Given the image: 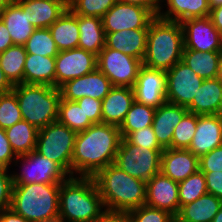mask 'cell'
<instances>
[{
	"label": "cell",
	"mask_w": 222,
	"mask_h": 222,
	"mask_svg": "<svg viewBox=\"0 0 222 222\" xmlns=\"http://www.w3.org/2000/svg\"><path fill=\"white\" fill-rule=\"evenodd\" d=\"M178 188L180 208L208 193L204 173L200 170L179 182Z\"/></svg>",
	"instance_id": "37"
},
{
	"label": "cell",
	"mask_w": 222,
	"mask_h": 222,
	"mask_svg": "<svg viewBox=\"0 0 222 222\" xmlns=\"http://www.w3.org/2000/svg\"><path fill=\"white\" fill-rule=\"evenodd\" d=\"M149 28L125 29L107 33L105 46L143 61Z\"/></svg>",
	"instance_id": "23"
},
{
	"label": "cell",
	"mask_w": 222,
	"mask_h": 222,
	"mask_svg": "<svg viewBox=\"0 0 222 222\" xmlns=\"http://www.w3.org/2000/svg\"><path fill=\"white\" fill-rule=\"evenodd\" d=\"M221 52H201L183 49L182 59L199 77L203 79L217 78Z\"/></svg>",
	"instance_id": "31"
},
{
	"label": "cell",
	"mask_w": 222,
	"mask_h": 222,
	"mask_svg": "<svg viewBox=\"0 0 222 222\" xmlns=\"http://www.w3.org/2000/svg\"><path fill=\"white\" fill-rule=\"evenodd\" d=\"M201 172H222V145L199 158Z\"/></svg>",
	"instance_id": "43"
},
{
	"label": "cell",
	"mask_w": 222,
	"mask_h": 222,
	"mask_svg": "<svg viewBox=\"0 0 222 222\" xmlns=\"http://www.w3.org/2000/svg\"><path fill=\"white\" fill-rule=\"evenodd\" d=\"M0 19L8 29L14 45L24 46L36 29L30 23L27 11H23L16 2L0 11Z\"/></svg>",
	"instance_id": "25"
},
{
	"label": "cell",
	"mask_w": 222,
	"mask_h": 222,
	"mask_svg": "<svg viewBox=\"0 0 222 222\" xmlns=\"http://www.w3.org/2000/svg\"><path fill=\"white\" fill-rule=\"evenodd\" d=\"M188 112L196 115H215L222 113V83L217 79H204Z\"/></svg>",
	"instance_id": "24"
},
{
	"label": "cell",
	"mask_w": 222,
	"mask_h": 222,
	"mask_svg": "<svg viewBox=\"0 0 222 222\" xmlns=\"http://www.w3.org/2000/svg\"><path fill=\"white\" fill-rule=\"evenodd\" d=\"M212 222H222V205L215 217L212 219Z\"/></svg>",
	"instance_id": "56"
},
{
	"label": "cell",
	"mask_w": 222,
	"mask_h": 222,
	"mask_svg": "<svg viewBox=\"0 0 222 222\" xmlns=\"http://www.w3.org/2000/svg\"><path fill=\"white\" fill-rule=\"evenodd\" d=\"M14 45L3 21L0 19V53L4 52L7 48Z\"/></svg>",
	"instance_id": "50"
},
{
	"label": "cell",
	"mask_w": 222,
	"mask_h": 222,
	"mask_svg": "<svg viewBox=\"0 0 222 222\" xmlns=\"http://www.w3.org/2000/svg\"><path fill=\"white\" fill-rule=\"evenodd\" d=\"M117 0H68V8L76 15L102 18Z\"/></svg>",
	"instance_id": "39"
},
{
	"label": "cell",
	"mask_w": 222,
	"mask_h": 222,
	"mask_svg": "<svg viewBox=\"0 0 222 222\" xmlns=\"http://www.w3.org/2000/svg\"><path fill=\"white\" fill-rule=\"evenodd\" d=\"M36 29L49 28L68 8V0H15Z\"/></svg>",
	"instance_id": "20"
},
{
	"label": "cell",
	"mask_w": 222,
	"mask_h": 222,
	"mask_svg": "<svg viewBox=\"0 0 222 222\" xmlns=\"http://www.w3.org/2000/svg\"><path fill=\"white\" fill-rule=\"evenodd\" d=\"M220 145H222L220 114L197 115L196 132L187 149L200 158Z\"/></svg>",
	"instance_id": "18"
},
{
	"label": "cell",
	"mask_w": 222,
	"mask_h": 222,
	"mask_svg": "<svg viewBox=\"0 0 222 222\" xmlns=\"http://www.w3.org/2000/svg\"><path fill=\"white\" fill-rule=\"evenodd\" d=\"M221 134H222V113L220 114Z\"/></svg>",
	"instance_id": "60"
},
{
	"label": "cell",
	"mask_w": 222,
	"mask_h": 222,
	"mask_svg": "<svg viewBox=\"0 0 222 222\" xmlns=\"http://www.w3.org/2000/svg\"><path fill=\"white\" fill-rule=\"evenodd\" d=\"M142 61L106 46L97 55V68L113 86L133 88Z\"/></svg>",
	"instance_id": "10"
},
{
	"label": "cell",
	"mask_w": 222,
	"mask_h": 222,
	"mask_svg": "<svg viewBox=\"0 0 222 222\" xmlns=\"http://www.w3.org/2000/svg\"><path fill=\"white\" fill-rule=\"evenodd\" d=\"M23 120L18 99L13 91L0 95V128L6 130Z\"/></svg>",
	"instance_id": "40"
},
{
	"label": "cell",
	"mask_w": 222,
	"mask_h": 222,
	"mask_svg": "<svg viewBox=\"0 0 222 222\" xmlns=\"http://www.w3.org/2000/svg\"><path fill=\"white\" fill-rule=\"evenodd\" d=\"M76 132L55 121L38 132L35 151L59 164L71 176Z\"/></svg>",
	"instance_id": "7"
},
{
	"label": "cell",
	"mask_w": 222,
	"mask_h": 222,
	"mask_svg": "<svg viewBox=\"0 0 222 222\" xmlns=\"http://www.w3.org/2000/svg\"><path fill=\"white\" fill-rule=\"evenodd\" d=\"M169 7L160 11L158 17L168 21L182 22L192 18L207 17L210 14L208 0H165ZM164 12V13H163Z\"/></svg>",
	"instance_id": "30"
},
{
	"label": "cell",
	"mask_w": 222,
	"mask_h": 222,
	"mask_svg": "<svg viewBox=\"0 0 222 222\" xmlns=\"http://www.w3.org/2000/svg\"><path fill=\"white\" fill-rule=\"evenodd\" d=\"M18 99L23 120L38 130L57 121L61 92L48 85L16 84L12 90Z\"/></svg>",
	"instance_id": "6"
},
{
	"label": "cell",
	"mask_w": 222,
	"mask_h": 222,
	"mask_svg": "<svg viewBox=\"0 0 222 222\" xmlns=\"http://www.w3.org/2000/svg\"><path fill=\"white\" fill-rule=\"evenodd\" d=\"M133 91L135 101L157 109L166 102V71L142 65Z\"/></svg>",
	"instance_id": "15"
},
{
	"label": "cell",
	"mask_w": 222,
	"mask_h": 222,
	"mask_svg": "<svg viewBox=\"0 0 222 222\" xmlns=\"http://www.w3.org/2000/svg\"><path fill=\"white\" fill-rule=\"evenodd\" d=\"M155 17L145 7L117 1L102 17V25L106 35L125 29L149 28Z\"/></svg>",
	"instance_id": "12"
},
{
	"label": "cell",
	"mask_w": 222,
	"mask_h": 222,
	"mask_svg": "<svg viewBox=\"0 0 222 222\" xmlns=\"http://www.w3.org/2000/svg\"><path fill=\"white\" fill-rule=\"evenodd\" d=\"M93 178L106 210L129 212L145 205L146 181L128 175L114 163Z\"/></svg>",
	"instance_id": "2"
},
{
	"label": "cell",
	"mask_w": 222,
	"mask_h": 222,
	"mask_svg": "<svg viewBox=\"0 0 222 222\" xmlns=\"http://www.w3.org/2000/svg\"><path fill=\"white\" fill-rule=\"evenodd\" d=\"M128 143L151 150H164L158 143L152 126L129 133L124 138Z\"/></svg>",
	"instance_id": "42"
},
{
	"label": "cell",
	"mask_w": 222,
	"mask_h": 222,
	"mask_svg": "<svg viewBox=\"0 0 222 222\" xmlns=\"http://www.w3.org/2000/svg\"><path fill=\"white\" fill-rule=\"evenodd\" d=\"M203 81L184 62H177L166 71V102L187 108Z\"/></svg>",
	"instance_id": "11"
},
{
	"label": "cell",
	"mask_w": 222,
	"mask_h": 222,
	"mask_svg": "<svg viewBox=\"0 0 222 222\" xmlns=\"http://www.w3.org/2000/svg\"><path fill=\"white\" fill-rule=\"evenodd\" d=\"M112 87L108 77L96 68L84 76L66 82L59 89L61 99L77 101L86 96L102 101Z\"/></svg>",
	"instance_id": "16"
},
{
	"label": "cell",
	"mask_w": 222,
	"mask_h": 222,
	"mask_svg": "<svg viewBox=\"0 0 222 222\" xmlns=\"http://www.w3.org/2000/svg\"><path fill=\"white\" fill-rule=\"evenodd\" d=\"M97 68V56L81 48L59 51L55 57V87Z\"/></svg>",
	"instance_id": "14"
},
{
	"label": "cell",
	"mask_w": 222,
	"mask_h": 222,
	"mask_svg": "<svg viewBox=\"0 0 222 222\" xmlns=\"http://www.w3.org/2000/svg\"><path fill=\"white\" fill-rule=\"evenodd\" d=\"M60 185H13L10 208L29 222L59 217Z\"/></svg>",
	"instance_id": "5"
},
{
	"label": "cell",
	"mask_w": 222,
	"mask_h": 222,
	"mask_svg": "<svg viewBox=\"0 0 222 222\" xmlns=\"http://www.w3.org/2000/svg\"><path fill=\"white\" fill-rule=\"evenodd\" d=\"M16 158L17 155L9 143L5 130L0 128V168L9 169L12 160L15 161Z\"/></svg>",
	"instance_id": "46"
},
{
	"label": "cell",
	"mask_w": 222,
	"mask_h": 222,
	"mask_svg": "<svg viewBox=\"0 0 222 222\" xmlns=\"http://www.w3.org/2000/svg\"><path fill=\"white\" fill-rule=\"evenodd\" d=\"M222 205V200L213 194H205L183 205L176 216L182 222H212Z\"/></svg>",
	"instance_id": "29"
},
{
	"label": "cell",
	"mask_w": 222,
	"mask_h": 222,
	"mask_svg": "<svg viewBox=\"0 0 222 222\" xmlns=\"http://www.w3.org/2000/svg\"><path fill=\"white\" fill-rule=\"evenodd\" d=\"M207 192L222 200V172H203Z\"/></svg>",
	"instance_id": "47"
},
{
	"label": "cell",
	"mask_w": 222,
	"mask_h": 222,
	"mask_svg": "<svg viewBox=\"0 0 222 222\" xmlns=\"http://www.w3.org/2000/svg\"><path fill=\"white\" fill-rule=\"evenodd\" d=\"M0 222H29L23 216L15 213L11 208L0 213Z\"/></svg>",
	"instance_id": "51"
},
{
	"label": "cell",
	"mask_w": 222,
	"mask_h": 222,
	"mask_svg": "<svg viewBox=\"0 0 222 222\" xmlns=\"http://www.w3.org/2000/svg\"><path fill=\"white\" fill-rule=\"evenodd\" d=\"M8 169L0 168V213L11 206L13 180Z\"/></svg>",
	"instance_id": "44"
},
{
	"label": "cell",
	"mask_w": 222,
	"mask_h": 222,
	"mask_svg": "<svg viewBox=\"0 0 222 222\" xmlns=\"http://www.w3.org/2000/svg\"><path fill=\"white\" fill-rule=\"evenodd\" d=\"M36 222H62V220L59 217H56V218L43 219Z\"/></svg>",
	"instance_id": "58"
},
{
	"label": "cell",
	"mask_w": 222,
	"mask_h": 222,
	"mask_svg": "<svg viewBox=\"0 0 222 222\" xmlns=\"http://www.w3.org/2000/svg\"><path fill=\"white\" fill-rule=\"evenodd\" d=\"M39 130L26 120L15 123L5 130L9 143L17 156L35 150Z\"/></svg>",
	"instance_id": "32"
},
{
	"label": "cell",
	"mask_w": 222,
	"mask_h": 222,
	"mask_svg": "<svg viewBox=\"0 0 222 222\" xmlns=\"http://www.w3.org/2000/svg\"><path fill=\"white\" fill-rule=\"evenodd\" d=\"M57 121L76 133L85 131L93 124L76 101L66 99L60 100Z\"/></svg>",
	"instance_id": "35"
},
{
	"label": "cell",
	"mask_w": 222,
	"mask_h": 222,
	"mask_svg": "<svg viewBox=\"0 0 222 222\" xmlns=\"http://www.w3.org/2000/svg\"><path fill=\"white\" fill-rule=\"evenodd\" d=\"M14 85L8 80L5 73L0 67V95L12 91Z\"/></svg>",
	"instance_id": "53"
},
{
	"label": "cell",
	"mask_w": 222,
	"mask_h": 222,
	"mask_svg": "<svg viewBox=\"0 0 222 222\" xmlns=\"http://www.w3.org/2000/svg\"><path fill=\"white\" fill-rule=\"evenodd\" d=\"M197 126V115L187 112L174 128L171 149H187L194 137Z\"/></svg>",
	"instance_id": "38"
},
{
	"label": "cell",
	"mask_w": 222,
	"mask_h": 222,
	"mask_svg": "<svg viewBox=\"0 0 222 222\" xmlns=\"http://www.w3.org/2000/svg\"><path fill=\"white\" fill-rule=\"evenodd\" d=\"M145 205L168 211L176 217L180 210L178 182L161 172L146 182Z\"/></svg>",
	"instance_id": "17"
},
{
	"label": "cell",
	"mask_w": 222,
	"mask_h": 222,
	"mask_svg": "<svg viewBox=\"0 0 222 222\" xmlns=\"http://www.w3.org/2000/svg\"><path fill=\"white\" fill-rule=\"evenodd\" d=\"M79 106L83 109L85 116L93 124L102 123V101L91 97H83L76 101Z\"/></svg>",
	"instance_id": "45"
},
{
	"label": "cell",
	"mask_w": 222,
	"mask_h": 222,
	"mask_svg": "<svg viewBox=\"0 0 222 222\" xmlns=\"http://www.w3.org/2000/svg\"><path fill=\"white\" fill-rule=\"evenodd\" d=\"M187 112L186 107L169 102H165L155 110L152 127L163 149L171 147L174 128Z\"/></svg>",
	"instance_id": "21"
},
{
	"label": "cell",
	"mask_w": 222,
	"mask_h": 222,
	"mask_svg": "<svg viewBox=\"0 0 222 222\" xmlns=\"http://www.w3.org/2000/svg\"><path fill=\"white\" fill-rule=\"evenodd\" d=\"M210 9L222 5V0H208Z\"/></svg>",
	"instance_id": "57"
},
{
	"label": "cell",
	"mask_w": 222,
	"mask_h": 222,
	"mask_svg": "<svg viewBox=\"0 0 222 222\" xmlns=\"http://www.w3.org/2000/svg\"><path fill=\"white\" fill-rule=\"evenodd\" d=\"M217 79L222 83V52H221V57H220V61H219Z\"/></svg>",
	"instance_id": "55"
},
{
	"label": "cell",
	"mask_w": 222,
	"mask_h": 222,
	"mask_svg": "<svg viewBox=\"0 0 222 222\" xmlns=\"http://www.w3.org/2000/svg\"><path fill=\"white\" fill-rule=\"evenodd\" d=\"M93 222H131L128 212L106 210Z\"/></svg>",
	"instance_id": "48"
},
{
	"label": "cell",
	"mask_w": 222,
	"mask_h": 222,
	"mask_svg": "<svg viewBox=\"0 0 222 222\" xmlns=\"http://www.w3.org/2000/svg\"><path fill=\"white\" fill-rule=\"evenodd\" d=\"M171 222H182L180 219H178L177 217H173Z\"/></svg>",
	"instance_id": "59"
},
{
	"label": "cell",
	"mask_w": 222,
	"mask_h": 222,
	"mask_svg": "<svg viewBox=\"0 0 222 222\" xmlns=\"http://www.w3.org/2000/svg\"><path fill=\"white\" fill-rule=\"evenodd\" d=\"M23 83L55 87V57L27 53Z\"/></svg>",
	"instance_id": "26"
},
{
	"label": "cell",
	"mask_w": 222,
	"mask_h": 222,
	"mask_svg": "<svg viewBox=\"0 0 222 222\" xmlns=\"http://www.w3.org/2000/svg\"><path fill=\"white\" fill-rule=\"evenodd\" d=\"M131 222H171L173 215L168 211L142 205L128 212Z\"/></svg>",
	"instance_id": "41"
},
{
	"label": "cell",
	"mask_w": 222,
	"mask_h": 222,
	"mask_svg": "<svg viewBox=\"0 0 222 222\" xmlns=\"http://www.w3.org/2000/svg\"><path fill=\"white\" fill-rule=\"evenodd\" d=\"M15 2V0H0V11H2L8 5H11Z\"/></svg>",
	"instance_id": "54"
},
{
	"label": "cell",
	"mask_w": 222,
	"mask_h": 222,
	"mask_svg": "<svg viewBox=\"0 0 222 222\" xmlns=\"http://www.w3.org/2000/svg\"><path fill=\"white\" fill-rule=\"evenodd\" d=\"M26 55L22 45H12L0 53V67L13 85L23 83Z\"/></svg>",
	"instance_id": "33"
},
{
	"label": "cell",
	"mask_w": 222,
	"mask_h": 222,
	"mask_svg": "<svg viewBox=\"0 0 222 222\" xmlns=\"http://www.w3.org/2000/svg\"><path fill=\"white\" fill-rule=\"evenodd\" d=\"M163 151L138 147L122 138L114 164L128 175L147 182L160 173Z\"/></svg>",
	"instance_id": "8"
},
{
	"label": "cell",
	"mask_w": 222,
	"mask_h": 222,
	"mask_svg": "<svg viewBox=\"0 0 222 222\" xmlns=\"http://www.w3.org/2000/svg\"><path fill=\"white\" fill-rule=\"evenodd\" d=\"M24 47L28 54L56 57L59 53L49 28L35 29Z\"/></svg>",
	"instance_id": "36"
},
{
	"label": "cell",
	"mask_w": 222,
	"mask_h": 222,
	"mask_svg": "<svg viewBox=\"0 0 222 222\" xmlns=\"http://www.w3.org/2000/svg\"><path fill=\"white\" fill-rule=\"evenodd\" d=\"M134 101L133 88L113 86L102 100V123L120 127Z\"/></svg>",
	"instance_id": "22"
},
{
	"label": "cell",
	"mask_w": 222,
	"mask_h": 222,
	"mask_svg": "<svg viewBox=\"0 0 222 222\" xmlns=\"http://www.w3.org/2000/svg\"><path fill=\"white\" fill-rule=\"evenodd\" d=\"M155 108L134 101L119 127L122 138L129 133L152 126Z\"/></svg>",
	"instance_id": "34"
},
{
	"label": "cell",
	"mask_w": 222,
	"mask_h": 222,
	"mask_svg": "<svg viewBox=\"0 0 222 222\" xmlns=\"http://www.w3.org/2000/svg\"><path fill=\"white\" fill-rule=\"evenodd\" d=\"M20 159L24 160L22 161L24 171L21 174H11L13 185L55 184L62 183L70 177L59 164L45 158L35 150L29 154L17 156L14 162L18 163Z\"/></svg>",
	"instance_id": "9"
},
{
	"label": "cell",
	"mask_w": 222,
	"mask_h": 222,
	"mask_svg": "<svg viewBox=\"0 0 222 222\" xmlns=\"http://www.w3.org/2000/svg\"><path fill=\"white\" fill-rule=\"evenodd\" d=\"M49 30L59 51L78 48V15L69 8L49 27Z\"/></svg>",
	"instance_id": "27"
},
{
	"label": "cell",
	"mask_w": 222,
	"mask_h": 222,
	"mask_svg": "<svg viewBox=\"0 0 222 222\" xmlns=\"http://www.w3.org/2000/svg\"><path fill=\"white\" fill-rule=\"evenodd\" d=\"M183 49L201 52H222V35L215 28L209 16L192 18L181 22Z\"/></svg>",
	"instance_id": "13"
},
{
	"label": "cell",
	"mask_w": 222,
	"mask_h": 222,
	"mask_svg": "<svg viewBox=\"0 0 222 222\" xmlns=\"http://www.w3.org/2000/svg\"><path fill=\"white\" fill-rule=\"evenodd\" d=\"M122 3H128L133 5H139L149 9L155 16H158L159 12L162 11L161 4L163 0H117ZM159 3V4H158Z\"/></svg>",
	"instance_id": "49"
},
{
	"label": "cell",
	"mask_w": 222,
	"mask_h": 222,
	"mask_svg": "<svg viewBox=\"0 0 222 222\" xmlns=\"http://www.w3.org/2000/svg\"><path fill=\"white\" fill-rule=\"evenodd\" d=\"M78 27L80 32L78 48L97 56L105 47L106 35L102 18L78 15Z\"/></svg>",
	"instance_id": "28"
},
{
	"label": "cell",
	"mask_w": 222,
	"mask_h": 222,
	"mask_svg": "<svg viewBox=\"0 0 222 222\" xmlns=\"http://www.w3.org/2000/svg\"><path fill=\"white\" fill-rule=\"evenodd\" d=\"M199 170V158L188 149L167 148L161 154L160 172L181 182Z\"/></svg>",
	"instance_id": "19"
},
{
	"label": "cell",
	"mask_w": 222,
	"mask_h": 222,
	"mask_svg": "<svg viewBox=\"0 0 222 222\" xmlns=\"http://www.w3.org/2000/svg\"><path fill=\"white\" fill-rule=\"evenodd\" d=\"M122 137L119 127L106 123L92 124L75 137L71 176L93 177L114 163Z\"/></svg>",
	"instance_id": "1"
},
{
	"label": "cell",
	"mask_w": 222,
	"mask_h": 222,
	"mask_svg": "<svg viewBox=\"0 0 222 222\" xmlns=\"http://www.w3.org/2000/svg\"><path fill=\"white\" fill-rule=\"evenodd\" d=\"M183 29L180 22L156 16L149 24L142 64L151 69L169 70L182 59Z\"/></svg>",
	"instance_id": "4"
},
{
	"label": "cell",
	"mask_w": 222,
	"mask_h": 222,
	"mask_svg": "<svg viewBox=\"0 0 222 222\" xmlns=\"http://www.w3.org/2000/svg\"><path fill=\"white\" fill-rule=\"evenodd\" d=\"M209 17L215 28L222 35V5L212 8Z\"/></svg>",
	"instance_id": "52"
},
{
	"label": "cell",
	"mask_w": 222,
	"mask_h": 222,
	"mask_svg": "<svg viewBox=\"0 0 222 222\" xmlns=\"http://www.w3.org/2000/svg\"><path fill=\"white\" fill-rule=\"evenodd\" d=\"M104 211L105 206L93 177L70 176L61 183L59 218L62 222H93Z\"/></svg>",
	"instance_id": "3"
}]
</instances>
